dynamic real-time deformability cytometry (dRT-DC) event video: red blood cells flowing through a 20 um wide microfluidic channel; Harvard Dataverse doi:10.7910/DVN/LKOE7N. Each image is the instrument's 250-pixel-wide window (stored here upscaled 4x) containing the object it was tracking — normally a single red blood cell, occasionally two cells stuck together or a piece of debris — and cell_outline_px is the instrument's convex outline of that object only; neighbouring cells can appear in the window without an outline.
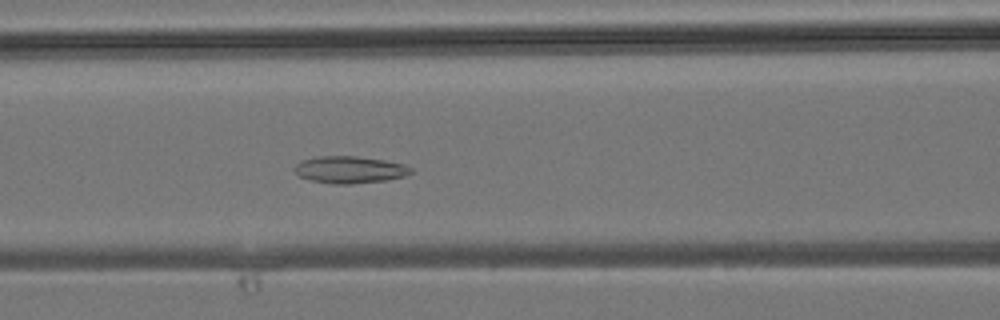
{"species": "common noctule bat (a hibernating species)", "species_latin": "Nyctalus noctula", "temperature_condition": "room temperature", "stored_images_in_passage": 33, "camera_frame_rate_fps": 3000, "um_per_image_px": 0.085, "animal": {"sex": "male", "body_mass_g": 19.2, "forearm_length_mm": 51.8}, "frame": {"image": 1, "passage_image": 11, "time_ms": 3.333, "image_size_px": [1000, 320], "cell_outline_px": [[412, 172], [404, 176], [384, 180], [352, 184], [332, 184], [312, 180], [300, 176], [296, 172], [296, 164], [300, 160], [316, 156], [356, 156], [384, 160], [404, 164], [412, 168]], "centroid_in_image_um": [29.72, 14.41], "position_along_channel_um": 136.9, "area_um2": 18.21}}
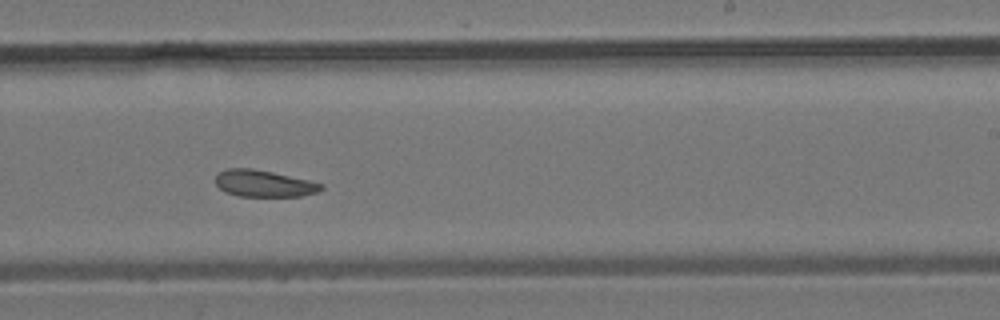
{"frame": {"image": 2, "passage_image": 19, "time_ms": 6.0, "image_size_px": [1000, 320], "cell_outline_px": [[324, 188], [316, 192], [300, 196], [240, 196], [224, 192], [216, 184], [216, 176], [220, 172], [228, 168], [252, 168], [272, 172], [308, 180], [324, 184]], "centroid_in_image_um": [22.42, 15.6], "position_along_channel_um": 266.6, "area_um2": 16.3}}
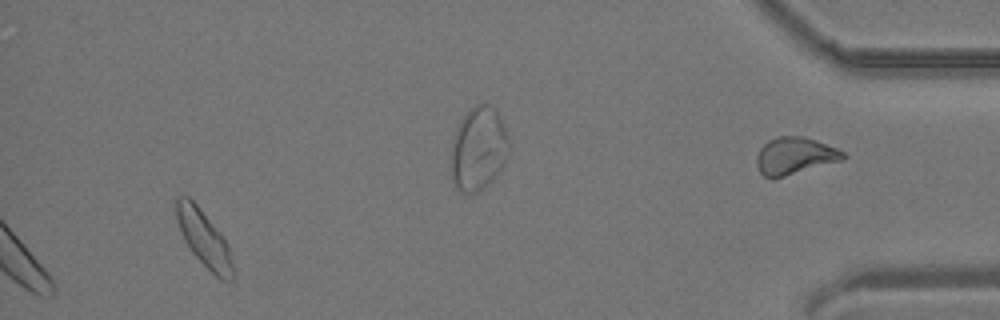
{"frame": {"image": 3, "passage_image": 33, "time_ms": 10.667, "image_size_px": [1000, 320], "cell_outline_px": [[236, 272], [232, 280], [220, 280], [192, 252], [184, 240], [176, 220], [176, 196], [188, 196], [196, 204], [224, 240], [228, 248]], "centroid_in_image_um": [17.33, 20.31], "position_along_channel_um": 417.9, "area_um2": 18.03}}